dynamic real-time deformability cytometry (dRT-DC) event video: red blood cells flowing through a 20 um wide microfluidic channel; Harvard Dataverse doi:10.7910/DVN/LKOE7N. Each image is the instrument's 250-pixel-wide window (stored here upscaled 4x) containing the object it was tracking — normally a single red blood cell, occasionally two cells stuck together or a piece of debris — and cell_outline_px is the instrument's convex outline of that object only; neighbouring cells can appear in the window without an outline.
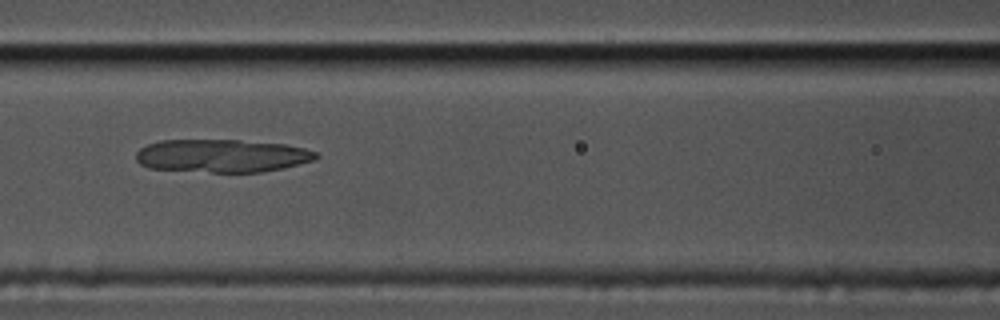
{"species": "common noctule bat (a hibernating species)", "species_latin": "Nyctalus noctula", "temperature_condition": "cold", "stored_images_in_passage": 58, "camera_frame_rate_fps": 3000, "um_per_image_px": 0.085, "animal": {"sex": "male", "body_mass_g": 17.5, "forearm_length_mm": 52.3}, "frame": {"image": 1, "passage_image": 25, "time_ms": 8.0, "image_size_px": [1000, 320], "cell_outline_px": [[320, 156], [316, 160], [280, 168], [260, 172], [212, 172], [148, 168], [140, 164], [136, 160], [136, 152], [140, 148], [148, 144], [160, 140], [240, 140], [284, 144], [304, 148], [316, 152]], "centroid_in_image_um": [18.85, 13.24], "position_along_channel_um": 147.7, "area_um2": 34.62}}
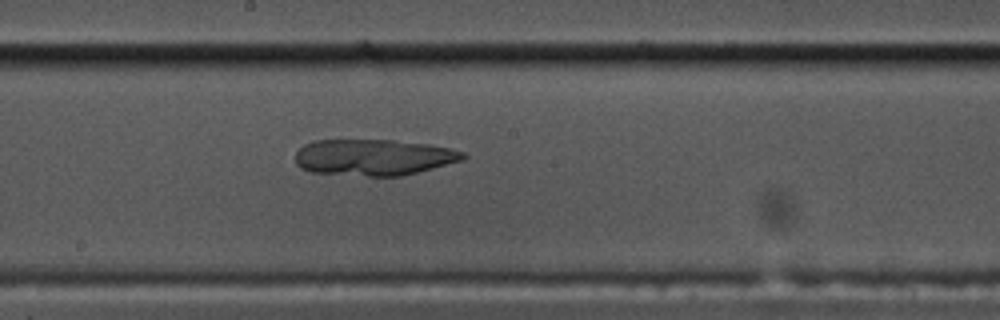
{"frame": {"image": 2, "passage_image": 31, "time_ms": 10.0, "image_size_px": [1000, 320], "cell_outline_px": [[468, 156], [464, 160], [400, 176], [368, 176], [312, 172], [300, 168], [296, 164], [296, 152], [304, 144], [312, 140], [392, 140], [428, 144], [448, 148], [464, 152]], "centroid_in_image_um": [31.74, 13.36], "position_along_channel_um": 216.5, "area_um2": 35.37}}